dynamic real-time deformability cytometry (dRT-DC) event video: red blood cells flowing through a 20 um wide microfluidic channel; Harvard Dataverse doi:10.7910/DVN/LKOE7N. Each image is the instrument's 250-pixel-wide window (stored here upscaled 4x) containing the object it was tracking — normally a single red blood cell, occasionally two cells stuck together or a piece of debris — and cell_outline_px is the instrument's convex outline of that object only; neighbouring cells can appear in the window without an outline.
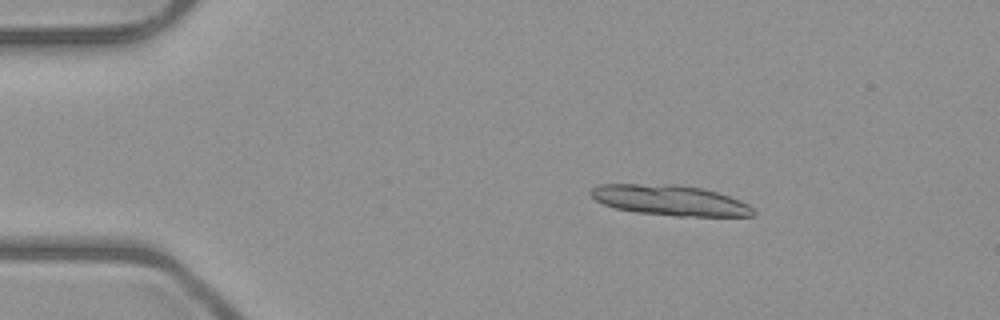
{"species": "common noctule bat (a hibernating species)", "species_latin": "Nyctalus noctula", "temperature_condition": "room temperature", "stored_images_in_passage": 4, "camera_frame_rate_fps": 3000, "um_per_image_px": 0.085, "animal": {"sex": "male", "body_mass_g": 23.1, "forearm_length_mm": 52.7}, "frame": {"image": 1, "passage_image": 1, "time_ms": 0.0, "image_size_px": [1000, 320], "cell_outline_px": [[756, 216], [676, 216], [636, 212], [616, 208], [604, 204], [596, 200], [588, 192], [592, 188], [600, 184], [680, 184], [704, 188], [740, 200], [748, 204], [756, 212]], "centroid_in_image_um": [56.97, 17.02], "position_along_channel_um": 28.0, "area_um2": 28.9}}